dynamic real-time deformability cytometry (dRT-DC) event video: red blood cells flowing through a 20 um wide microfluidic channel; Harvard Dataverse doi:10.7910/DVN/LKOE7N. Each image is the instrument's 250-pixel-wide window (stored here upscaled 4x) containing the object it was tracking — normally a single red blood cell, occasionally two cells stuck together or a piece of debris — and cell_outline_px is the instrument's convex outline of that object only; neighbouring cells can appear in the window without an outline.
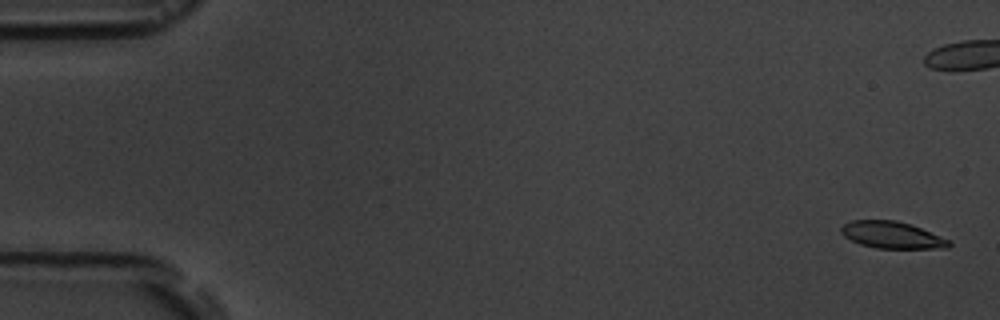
{"species": "common noctule bat (a hibernating species)", "species_latin": "Nyctalus noctula", "temperature_condition": "room temperature", "stored_images_in_passage": 18, "camera_frame_rate_fps": 3000, "um_per_image_px": 0.085, "animal": {"sex": "male", "body_mass_g": 19.5, "forearm_length_mm": 54.6}, "frame": {"image": 1, "passage_image": 1, "time_ms": 0.0, "image_size_px": [1000, 320], "cell_outline_px": [[952, 244], [948, 248], [876, 248], [860, 244], [844, 236], [840, 232], [840, 228], [844, 224], [852, 220], [896, 220], [920, 228], [952, 240]], "centroid_in_image_um": [75.83, 19.98], "position_along_channel_um": 9.2, "area_um2": 16.82}}
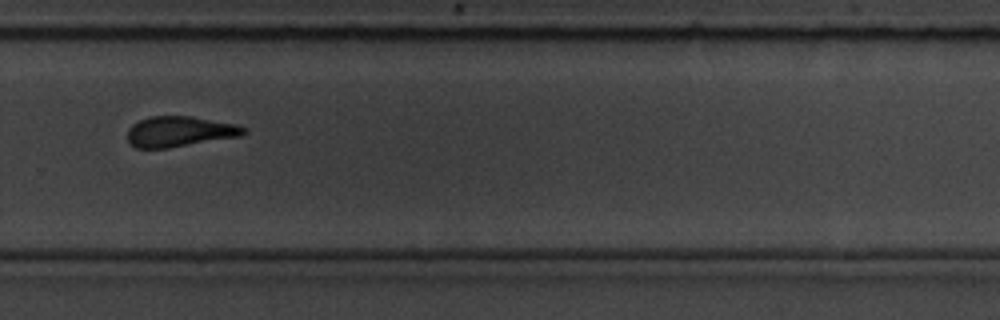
{"frame": {"image": 2, "passage_image": 13, "time_ms": 13.667, "image_size_px": [1000, 320], "cell_outline_px": [[248, 132], [240, 136], [168, 148], [136, 148], [128, 140], [128, 128], [132, 124], [140, 120], [152, 116], [192, 116], [236, 124], [248, 128]], "centroid_in_image_um": [15.29, 11.17], "position_along_channel_um": 314.5, "area_um2": 20.63}}
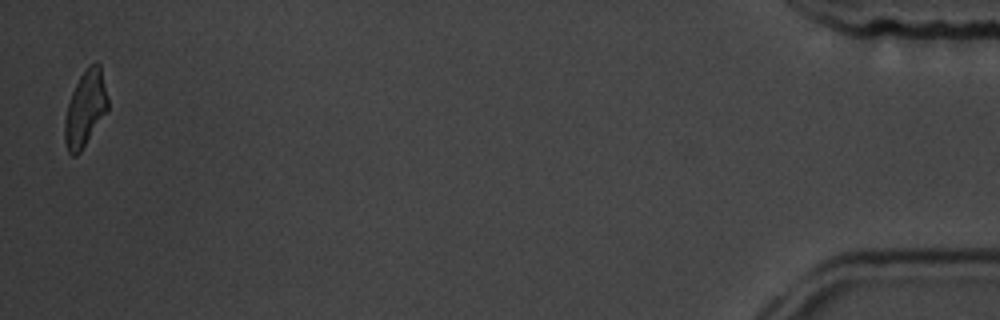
{"frame": {"image": 3, "passage_image": 18, "time_ms": 19.333, "image_size_px": [1000, 320], "cell_outline_px": [[108, 112], [80, 152], [76, 156], [72, 156], [68, 152], [64, 140], [64, 120], [68, 104], [72, 92], [80, 76], [88, 64], [96, 60], [100, 64], [108, 100]], "centroid_in_image_um": [7.26, 9.23], "position_along_channel_um": 427.9, "area_um2": 19.25}, "authors_computed_cell_mechanics": {"area_um2": 19.1318, "velocity_mm_per_s": 3.6352, "shape_relaxation_time_tau1_ms": 7.1684, "shape_relaxation_time_tau2_ms": 1.3998, "deformation_change_tau1": 0.1958, "deformation_change_tau2": 0.1022}}